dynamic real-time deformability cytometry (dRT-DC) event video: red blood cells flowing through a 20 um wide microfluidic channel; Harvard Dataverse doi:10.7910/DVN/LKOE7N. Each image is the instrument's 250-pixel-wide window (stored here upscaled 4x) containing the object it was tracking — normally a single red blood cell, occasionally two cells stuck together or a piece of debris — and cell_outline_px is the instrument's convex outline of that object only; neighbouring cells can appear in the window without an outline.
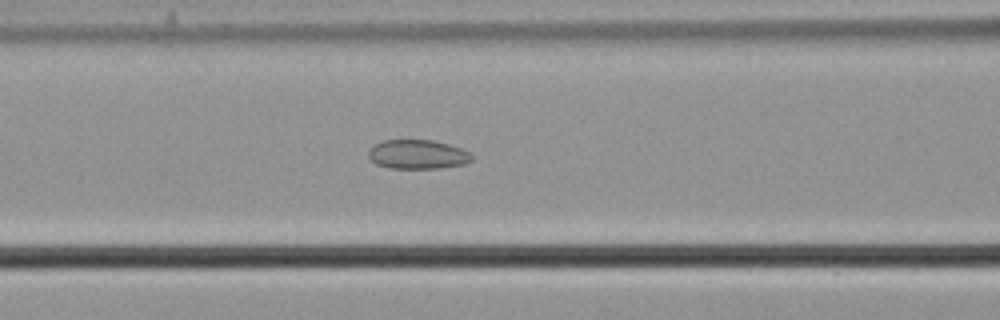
{"species": "common noctule bat (a hibernating species)", "species_latin": "Nyctalus noctula", "temperature_condition": "cold", "stored_images_in_passage": 55, "camera_frame_rate_fps": 3000, "um_per_image_px": 0.085, "animal": {"sex": "male", "body_mass_g": 21.5, "forearm_length_mm": 52.0}, "frame": {"image": 1, "passage_image": 23, "time_ms": 7.333, "image_size_px": [1000, 320], "cell_outline_px": [[472, 160], [464, 164], [440, 168], [392, 168], [376, 164], [368, 156], [368, 152], [376, 144], [384, 140], [432, 140], [448, 144], [460, 148], [468, 152], [472, 156]], "centroid_in_image_um": [35.51, 13.12], "position_along_channel_um": 131.1, "area_um2": 17.34}}
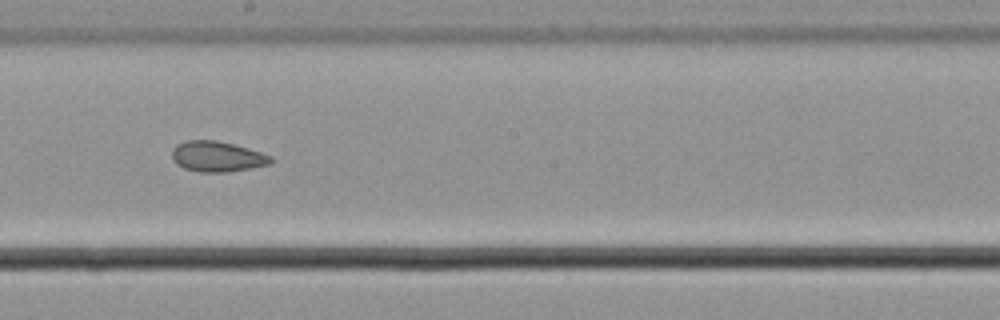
{"frame": {"image": 2, "passage_image": 31, "time_ms": 10.0, "image_size_px": [1000, 320], "cell_outline_px": [[272, 164], [228, 172], [200, 172], [184, 168], [176, 164], [172, 160], [172, 148], [176, 144], [188, 140], [216, 140], [232, 144], [260, 152], [272, 156]], "centroid_in_image_um": [18.43, 13.31], "position_along_channel_um": 229.8, "area_um2": 17.57}}
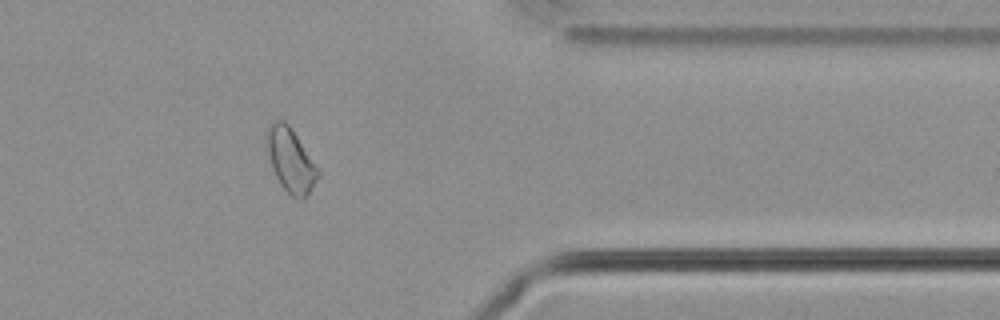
{"frame": {"image": 3, "passage_image": 45, "time_ms": 14.667, "image_size_px": [1000, 320], "cell_outline_px": [[320, 172], [308, 196], [304, 200], [300, 200], [292, 196], [280, 184], [272, 168], [264, 140], [264, 136], [268, 128], [276, 120], [284, 120], [288, 124]], "centroid_in_image_um": [24.67, 13.64], "position_along_channel_um": 386.7, "area_um2": 18.79}, "authors_computed_cell_mechanics": {"area_um2": 19.1896, "velocity_mm_per_s": 3.702, "shape_relaxation_time_tau1_ms": null, "shape_relaxation_time_tau2_ms": 2.2591, "deformation_change_tau1": null, "deformation_change_tau2": 0.0597}}